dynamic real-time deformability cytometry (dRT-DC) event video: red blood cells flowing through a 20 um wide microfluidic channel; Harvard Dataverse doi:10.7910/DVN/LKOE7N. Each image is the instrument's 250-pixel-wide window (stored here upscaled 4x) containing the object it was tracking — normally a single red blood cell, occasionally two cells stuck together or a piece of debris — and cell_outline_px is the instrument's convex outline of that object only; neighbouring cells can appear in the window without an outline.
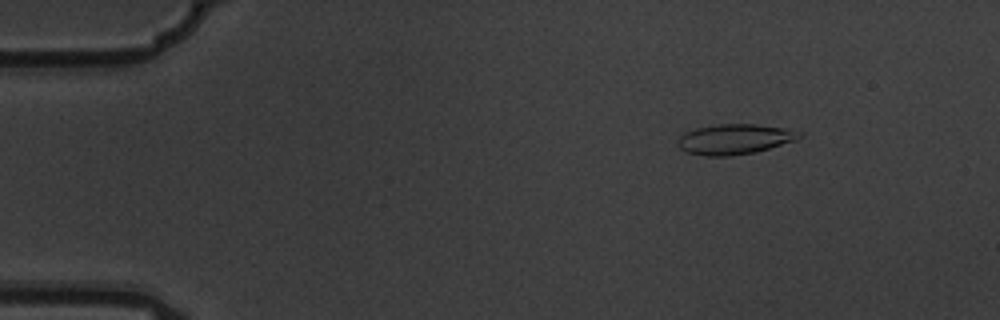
{"species": "common noctule bat (a hibernating species)", "species_latin": "Nyctalus noctula", "temperature_condition": "warm", "stored_images_in_passage": 8, "camera_frame_rate_fps": 3000, "um_per_image_px": 0.085, "animal": {"sex": "male", "body_mass_g": 19.5, "forearm_length_mm": 54.6}, "frame": {"image": 1, "passage_image": 2, "time_ms": 0.333, "image_size_px": [1000, 320], "cell_outline_px": [[804, 132], [796, 140], [756, 152], [728, 156], [704, 156], [688, 152], [680, 148], [676, 144], [680, 136], [684, 132], [696, 128], [720, 124], [756, 124], [784, 128]], "centroid_in_image_um": [62.43, 11.83], "position_along_channel_um": 22.6, "area_um2": 21.39}}
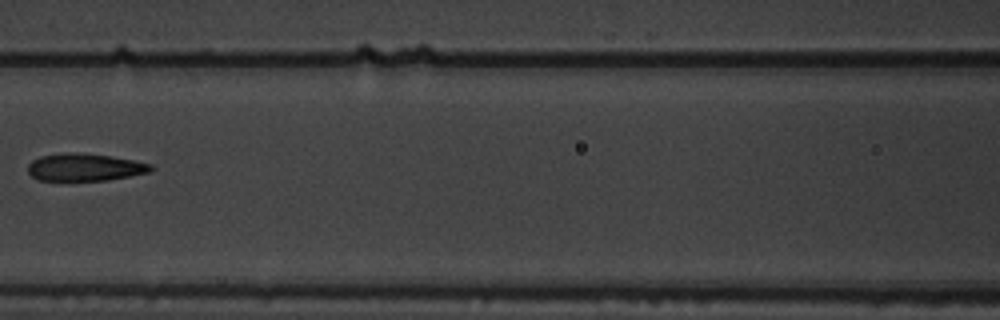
{"frame": {"image": 2, "passage_image": 7, "time_ms": 2.0, "image_size_px": [1000, 320], "cell_outline_px": [[156, 168], [152, 172], [108, 180], [36, 180], [28, 172], [28, 164], [32, 160], [40, 156], [68, 152], [76, 152], [112, 156], [152, 164]], "centroid_in_image_um": [7.24, 14.21], "position_along_channel_um": 159.4, "area_um2": 19.83}}
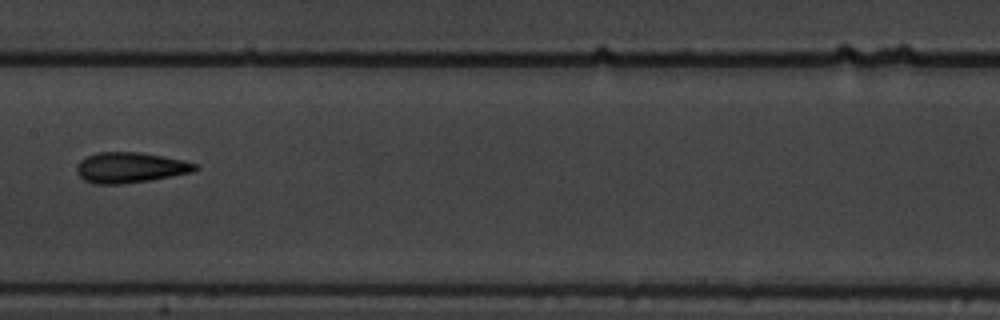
{"frame": {"image": 3, "passage_image": 8, "time_ms": 2.333, "image_size_px": [1000, 320], "cell_outline_px": [[200, 168], [192, 172], [152, 180], [120, 184], [96, 184], [84, 180], [76, 172], [76, 168], [80, 160], [96, 152], [140, 152], [184, 160], [200, 164]], "centroid_in_image_um": [11.1, 14.24], "position_along_channel_um": 196.3, "area_um2": 21.21}}